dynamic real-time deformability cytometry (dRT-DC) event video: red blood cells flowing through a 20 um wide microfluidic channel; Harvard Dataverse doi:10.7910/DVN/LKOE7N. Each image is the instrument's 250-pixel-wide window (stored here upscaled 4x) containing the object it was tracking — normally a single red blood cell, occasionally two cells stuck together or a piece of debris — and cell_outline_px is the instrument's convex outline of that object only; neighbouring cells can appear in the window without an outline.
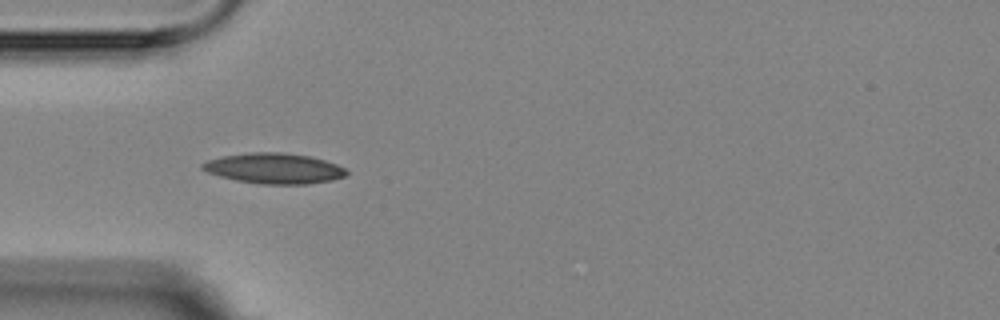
{"species": "Egyptian fruit bat (a non-hibernating species)", "species_latin": "Rousettus aegyptiacus", "temperature_condition": "room temperature", "stored_images_in_passage": 5, "camera_frame_rate_fps": 3000, "um_per_image_px": 0.085, "animal": {"sex": "female"}, "frame": {"image": 1, "passage_image": 4, "time_ms": 3.333, "image_size_px": [1000, 320], "cell_outline_px": [[348, 172], [344, 176], [332, 180], [308, 184], [260, 184], [236, 180], [220, 176], [208, 172], [200, 168], [200, 164], [208, 160], [224, 156], [252, 152], [280, 152], [312, 156], [336, 164], [344, 168]], "centroid_in_image_um": [23.3, 14.31], "position_along_channel_um": 61.7, "area_um2": 25.49}}
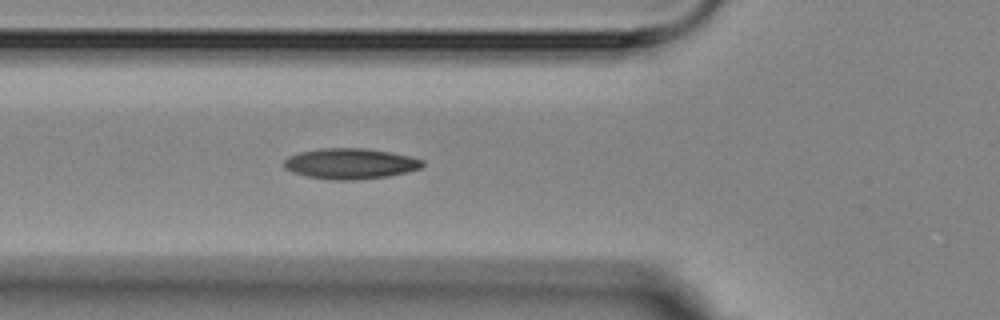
{"frame": {"image": 2, "passage_image": 5, "time_ms": 4.333, "image_size_px": [1000, 320], "cell_outline_px": [[424, 164], [420, 168], [408, 172], [388, 176], [352, 180], [332, 180], [308, 176], [292, 172], [284, 168], [284, 160], [288, 156], [300, 152], [320, 148], [364, 148], [388, 152], [408, 156], [424, 160]], "centroid_in_image_um": [29.76, 13.91], "position_along_channel_um": 96.0, "area_um2": 24.62}}